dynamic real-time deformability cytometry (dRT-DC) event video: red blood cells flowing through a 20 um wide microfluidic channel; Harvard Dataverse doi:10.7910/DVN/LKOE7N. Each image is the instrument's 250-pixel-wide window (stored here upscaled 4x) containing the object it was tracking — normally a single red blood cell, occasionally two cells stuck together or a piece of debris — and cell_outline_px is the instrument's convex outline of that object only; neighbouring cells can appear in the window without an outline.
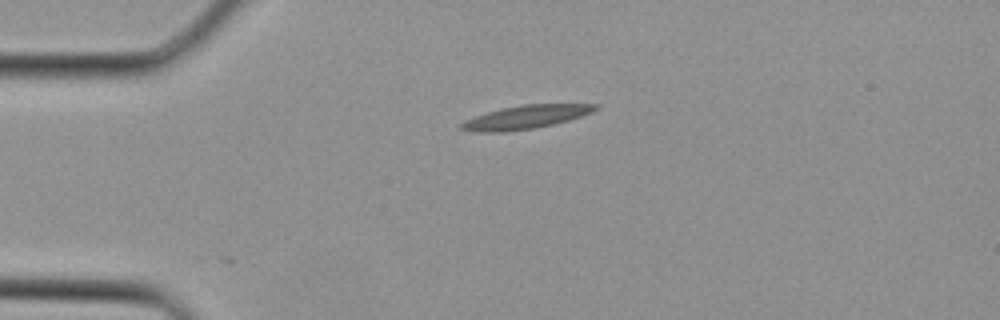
{"species": "Egyptian fruit bat (a non-hibernating species)", "species_latin": "Rousettus aegyptiacus", "temperature_condition": "cold", "stored_images_in_passage": 4, "camera_frame_rate_fps": 3000, "um_per_image_px": 0.085, "animal": {"sex": "female"}, "frame": {"image": 1, "passage_image": 4, "time_ms": 1.0, "image_size_px": [1000, 320], "cell_outline_px": [[600, 108], [592, 112], [568, 120], [536, 128], [504, 132], [480, 132], [460, 128], [460, 124], [476, 116], [488, 112], [520, 104], [600, 104]], "centroid_in_image_um": [44.75, 9.94], "position_along_channel_um": 40.3, "area_um2": 18.03}}